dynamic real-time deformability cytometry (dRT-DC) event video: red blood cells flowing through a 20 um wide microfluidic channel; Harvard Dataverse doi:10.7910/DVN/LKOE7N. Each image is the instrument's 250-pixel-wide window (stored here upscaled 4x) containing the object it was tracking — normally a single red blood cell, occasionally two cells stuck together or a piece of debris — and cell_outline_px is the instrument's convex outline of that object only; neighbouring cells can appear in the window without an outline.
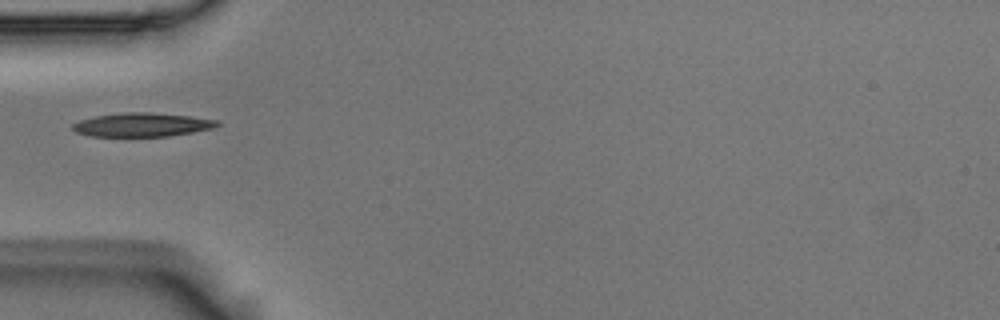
{"species": "Egyptian fruit bat (a non-hibernating species)", "species_latin": "Rousettus aegyptiacus", "temperature_condition": "room temperature", "stored_images_in_passage": 37, "camera_frame_rate_fps": 3000, "um_per_image_px": 0.085, "animal": {"sex": "male"}, "frame": {"image": 1, "passage_image": 1, "time_ms": 0.0, "image_size_px": [1000, 320], "cell_outline_px": [[220, 124], [212, 128], [192, 132], [168, 136], [92, 136], [76, 132], [72, 128], [72, 124], [80, 120], [96, 116], [124, 112], [148, 112], [188, 116], [220, 120]], "centroid_in_image_um": [12.08, 10.6], "position_along_channel_um": 72.9, "area_um2": 19.83}}
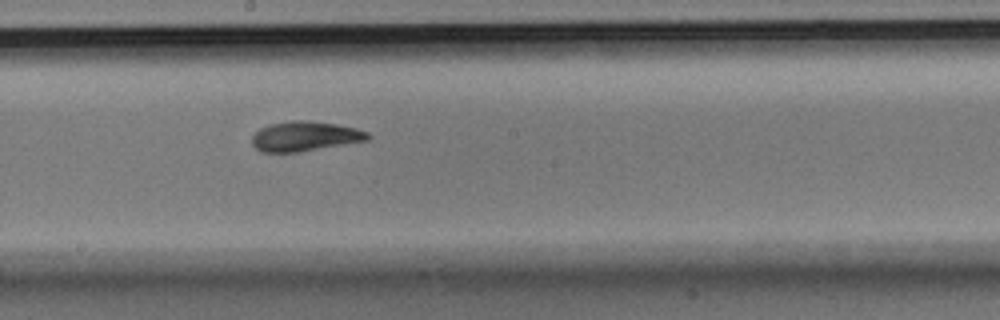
{"frame": {"image": 2, "passage_image": 13, "time_ms": 4.0, "image_size_px": [1000, 320], "cell_outline_px": [[372, 136], [368, 140], [296, 152], [260, 152], [252, 144], [252, 136], [260, 128], [268, 124], [292, 120], [304, 120], [336, 124], [356, 128], [368, 132]], "centroid_in_image_um": [25.9, 11.57], "position_along_channel_um": 222.3, "area_um2": 20.0}}
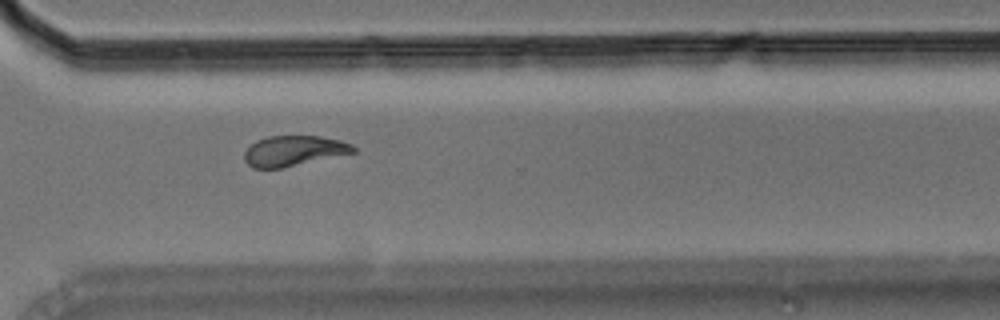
{"frame": {"image": 3, "passage_image": 23, "time_ms": 7.333, "image_size_px": [1000, 320], "cell_outline_px": [[356, 152], [280, 168], [252, 168], [244, 160], [244, 152], [256, 140], [268, 136], [320, 136], [340, 140], [352, 144], [356, 148]], "centroid_in_image_um": [24.96, 12.81], "position_along_channel_um": 345.6, "area_um2": 19.13}}